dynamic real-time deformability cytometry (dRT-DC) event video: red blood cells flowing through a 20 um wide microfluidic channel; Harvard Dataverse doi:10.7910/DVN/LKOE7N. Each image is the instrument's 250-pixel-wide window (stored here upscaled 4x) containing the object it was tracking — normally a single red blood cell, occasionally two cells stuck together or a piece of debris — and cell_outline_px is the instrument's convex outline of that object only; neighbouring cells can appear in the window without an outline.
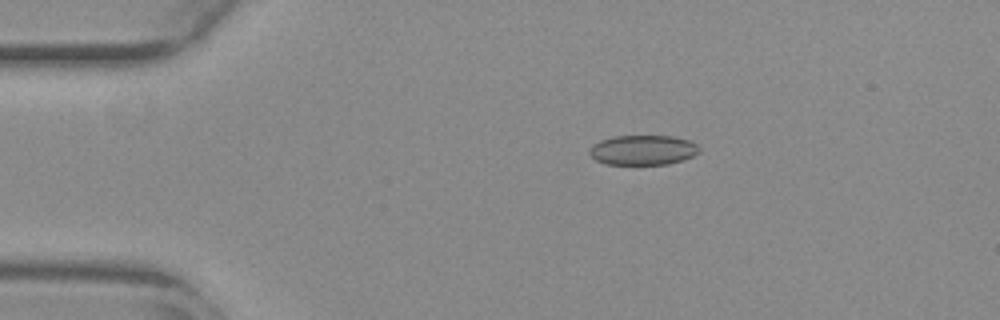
{"species": "common noctule bat (a hibernating species)", "species_latin": "Nyctalus noctula", "temperature_condition": "warm", "stored_images_in_passage": 27, "camera_frame_rate_fps": 3000, "um_per_image_px": 0.085, "animal": {"sex": "female", "body_mass_g": 29.2, "forearm_length_mm": 56.3}, "frame": {"image": 1, "passage_image": 11, "time_ms": 3.333, "image_size_px": [1000, 320], "cell_outline_px": [[700, 152], [692, 156], [668, 164], [604, 164], [596, 160], [588, 152], [600, 140], [616, 136], [672, 136], [688, 140], [696, 144], [700, 148]], "centroid_in_image_um": [54.67, 12.75], "position_along_channel_um": 30.3, "area_um2": 18.84}}
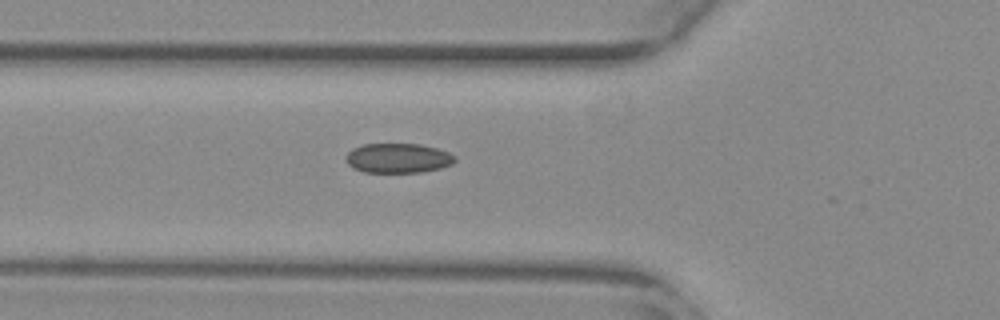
{"frame": {"image": 2, "passage_image": 20, "time_ms": 6.333, "image_size_px": [1000, 320], "cell_outline_px": [[456, 160], [452, 164], [440, 168], [420, 172], [364, 172], [352, 168], [348, 164], [344, 156], [352, 148], [364, 144], [420, 144], [436, 148], [448, 152], [456, 156]], "centroid_in_image_um": [33.81, 13.44], "position_along_channel_um": 92.0, "area_um2": 18.9}}
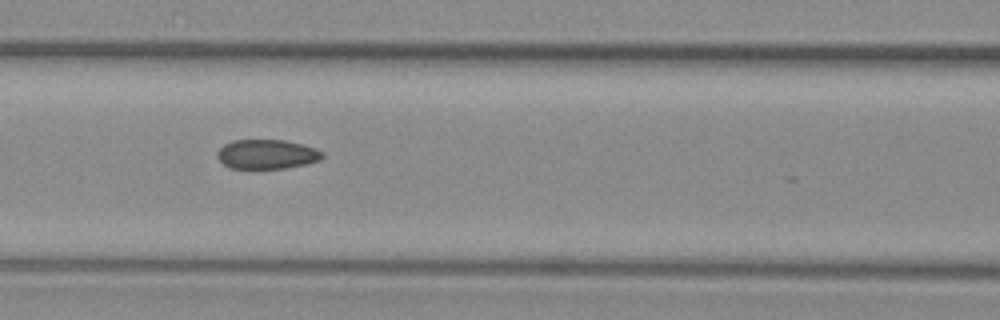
{"frame": {"image": 3, "passage_image": 24, "time_ms": 7.667, "image_size_px": [1000, 320], "cell_outline_px": [[324, 156], [320, 160], [304, 164], [284, 168], [256, 172], [228, 168], [216, 156], [216, 152], [224, 144], [232, 140], [284, 140], [316, 148], [324, 152]], "centroid_in_image_um": [22.63, 13.16], "position_along_channel_um": 144.0, "area_um2": 18.79}}